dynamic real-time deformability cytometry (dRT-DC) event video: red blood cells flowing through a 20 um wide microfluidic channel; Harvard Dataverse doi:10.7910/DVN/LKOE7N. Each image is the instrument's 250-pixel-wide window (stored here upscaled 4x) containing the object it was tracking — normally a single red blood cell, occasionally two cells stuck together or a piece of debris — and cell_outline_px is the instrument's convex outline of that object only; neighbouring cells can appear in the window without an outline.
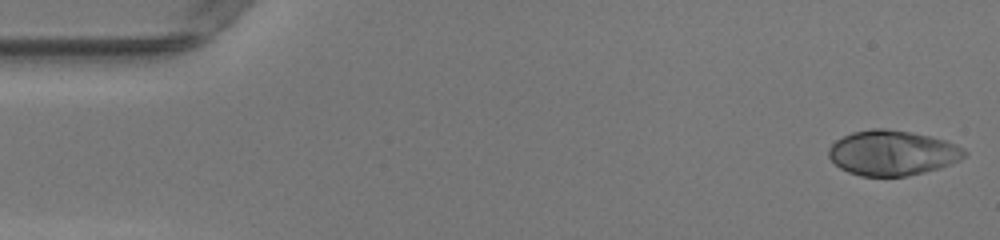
{"species": "human", "species_latin": "Homo sapiens", "temperature_condition": "warm", "stored_images_in_passage": 48, "camera_frame_rate_fps": 3000, "um_per_image_px": 0.085, "donor": {"sex": "female"}, "frame": {"image": 1, "passage_image": 1, "time_ms": 0.0, "image_size_px": [1000, 240], "cell_outline_px": [[968, 152], [960, 160], [952, 164], [940, 168], [908, 176], [860, 176], [848, 172], [840, 168], [828, 156], [828, 148], [836, 140], [852, 132], [872, 128], [884, 128], [912, 132], [944, 140], [956, 144], [964, 148]], "centroid_in_image_um": [75.86, 13.0], "position_along_channel_um": 9.1, "area_um2": 35.78}}
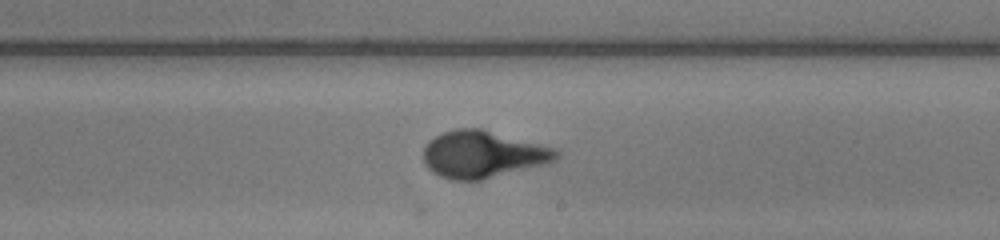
{"frame": {"image": 2, "passage_image": 28, "time_ms": 9.0, "image_size_px": [1000, 240], "cell_outline_px": [[560, 156], [556, 160], [544, 164], [480, 180], [452, 180], [440, 176], [432, 172], [424, 164], [424, 144], [428, 140], [444, 132], [456, 128], [480, 128], [556, 148], [560, 152]], "centroid_in_image_um": [41.02, 13.11], "position_along_channel_um": 248.0, "area_um2": 36.36}}
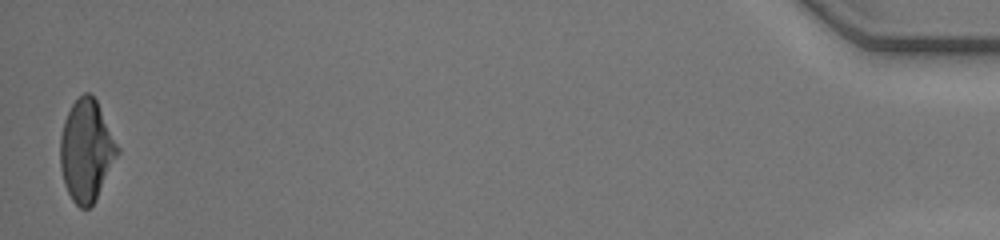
{"frame": {"image": 3, "passage_image": 48, "time_ms": 15.667, "image_size_px": [1000, 240], "cell_outline_px": [[120, 152], [96, 200], [88, 208], [80, 208], [72, 200], [64, 184], [60, 168], [60, 136], [64, 120], [72, 104], [84, 92], [88, 92], [96, 100], [120, 148]], "centroid_in_image_um": [7.35, 12.82], "position_along_channel_um": 427.9, "area_um2": 33.93}, "authors_computed_cell_mechanics": {"area_um2": 34.9401, "velocity_mm_per_s": 4.2021, "shape_relaxation_time_tau1_ms": 4.7596, "shape_relaxation_time_tau2_ms": null, "deformation_change_tau1": 0.2968, "deformation_change_tau2": null}}